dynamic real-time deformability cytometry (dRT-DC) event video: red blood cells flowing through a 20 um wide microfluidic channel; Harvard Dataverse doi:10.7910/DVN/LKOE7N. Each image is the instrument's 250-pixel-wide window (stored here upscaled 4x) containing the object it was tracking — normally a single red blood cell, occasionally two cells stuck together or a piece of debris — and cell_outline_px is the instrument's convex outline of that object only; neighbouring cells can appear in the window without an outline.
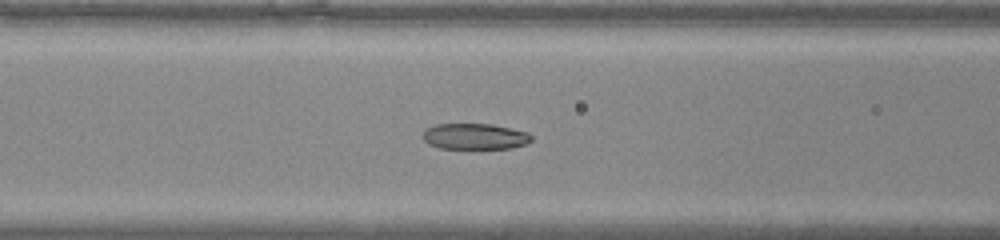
{"species": "common noctule bat (a hibernating species)", "species_latin": "Nyctalus noctula", "temperature_condition": "warm", "stored_images_in_passage": 41, "camera_frame_rate_fps": 3000, "um_per_image_px": 0.085, "animal": {"sex": "male", "body_mass_g": 20.0, "forearm_length_mm": 53.3}, "frame": {"image": 1, "passage_image": 15, "time_ms": 4.667, "image_size_px": [1000, 240], "cell_outline_px": [[532, 140], [528, 144], [512, 148], [440, 148], [428, 144], [424, 140], [424, 128], [436, 124], [492, 124], [528, 132], [532, 136]], "centroid_in_image_um": [40.38, 11.59], "position_along_channel_um": 126.2, "area_um2": 16.47}}
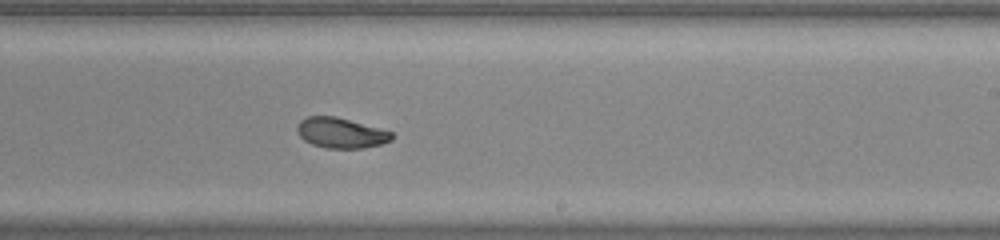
{"frame": {"image": 2, "passage_image": 24, "time_ms": 7.667, "image_size_px": [1000, 240], "cell_outline_px": [[392, 140], [384, 144], [364, 148], [324, 148], [312, 144], [304, 140], [300, 136], [296, 128], [300, 120], [308, 116], [336, 116], [392, 132]], "centroid_in_image_um": [28.97, 11.3], "position_along_channel_um": 260.0, "area_um2": 16.7}}
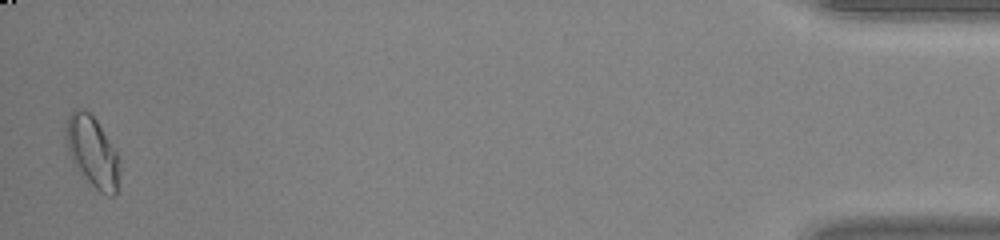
{"frame": {"image": 3, "passage_image": 41, "time_ms": 13.333, "image_size_px": [1000, 240], "cell_outline_px": [[120, 172], [116, 192], [112, 196], [108, 196], [100, 192], [76, 168], [68, 152], [64, 136], [64, 128], [68, 112], [72, 108], [84, 108], [96, 120], [120, 156]], "centroid_in_image_um": [7.83, 12.84], "position_along_channel_um": 427.4, "area_um2": 22.54}}